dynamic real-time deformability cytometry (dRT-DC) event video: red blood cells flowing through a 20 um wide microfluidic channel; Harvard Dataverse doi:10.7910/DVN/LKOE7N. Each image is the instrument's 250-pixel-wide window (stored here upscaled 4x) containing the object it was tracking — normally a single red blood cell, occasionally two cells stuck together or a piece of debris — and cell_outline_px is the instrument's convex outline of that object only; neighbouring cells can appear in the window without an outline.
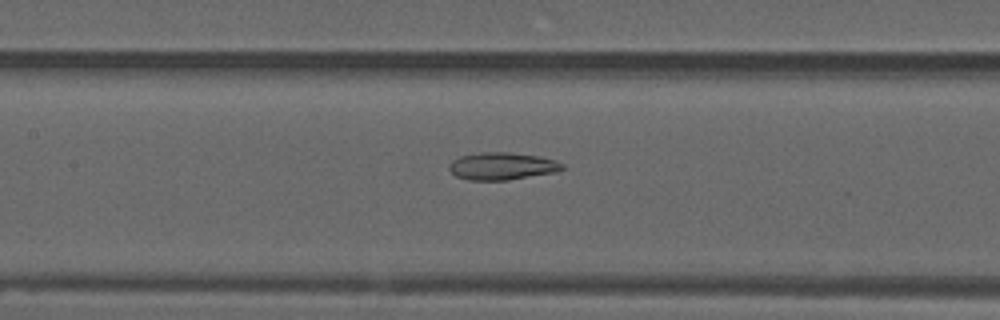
{"species": "common noctule bat (a hibernating species)", "species_latin": "Nyctalus noctula", "temperature_condition": "warm", "stored_images_in_passage": 54, "camera_frame_rate_fps": 3000, "um_per_image_px": 0.085, "animal": {"sex": "male", "forearm_length_mm": 52.5}, "frame": {"image": 1, "passage_image": 25, "time_ms": 8.0, "image_size_px": [1000, 320], "cell_outline_px": [[564, 168], [556, 172], [508, 180], [468, 180], [456, 176], [448, 168], [448, 164], [452, 160], [460, 156], [480, 152], [508, 152], [540, 156], [556, 160], [564, 164]], "centroid_in_image_um": [42.67, 14.11], "position_along_channel_um": 164.7, "area_um2": 18.21}}
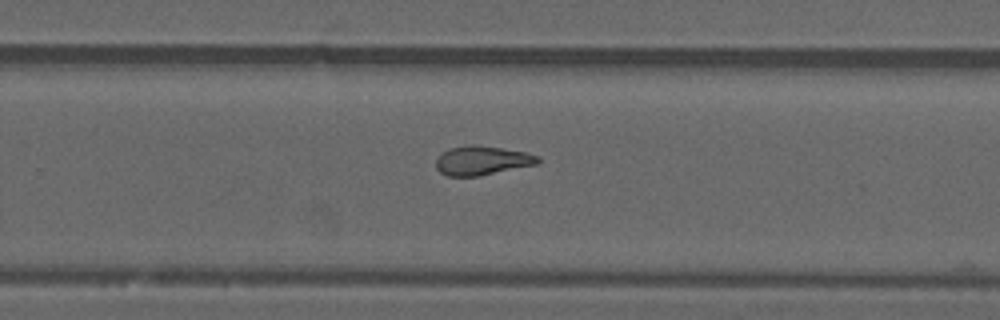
{"frame": {"image": 2, "passage_image": 35, "time_ms": 11.333, "image_size_px": [1000, 320], "cell_outline_px": [[540, 160], [536, 164], [480, 176], [448, 176], [440, 172], [436, 168], [436, 160], [448, 148], [472, 144], [500, 148], [524, 152], [540, 156]], "centroid_in_image_um": [40.96, 13.65], "position_along_channel_um": 288.8, "area_um2": 17.11}}
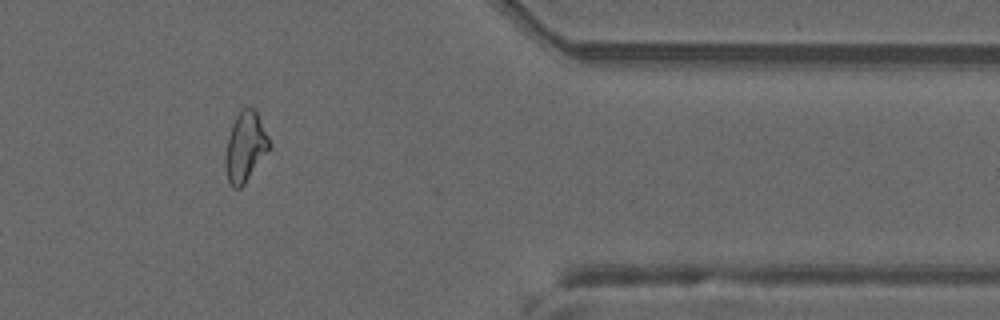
{"frame": {"image": 3, "passage_image": 45, "time_ms": 14.667, "image_size_px": [1000, 320], "cell_outline_px": [[268, 148], [244, 184], [240, 188], [232, 188], [228, 180], [224, 168], [224, 160], [228, 136], [232, 124], [236, 116], [244, 108], [252, 108], [256, 112], [268, 136]], "centroid_in_image_um": [20.78, 12.5], "position_along_channel_um": 390.6, "area_um2": 17.22}}